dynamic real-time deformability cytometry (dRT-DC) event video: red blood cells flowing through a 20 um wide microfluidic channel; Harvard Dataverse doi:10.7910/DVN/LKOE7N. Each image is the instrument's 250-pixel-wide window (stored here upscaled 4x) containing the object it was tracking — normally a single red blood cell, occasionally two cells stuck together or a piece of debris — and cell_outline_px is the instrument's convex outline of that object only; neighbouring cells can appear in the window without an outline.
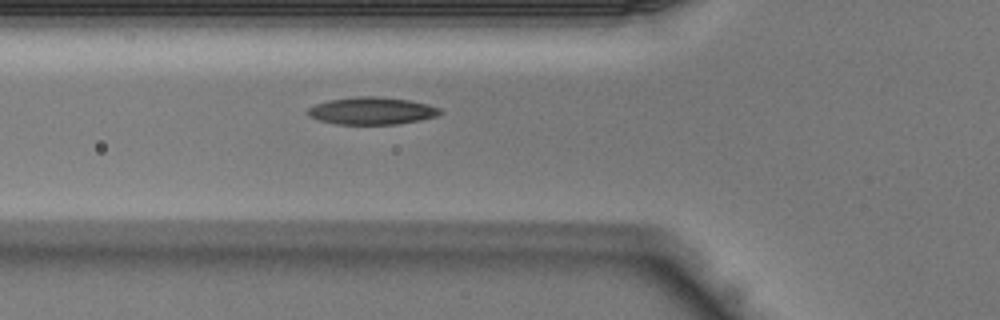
{"species": "Egyptian fruit bat (a non-hibernating species)", "species_latin": "Rousettus aegyptiacus", "temperature_condition": "warm", "stored_images_in_passage": 30, "camera_frame_rate_fps": 3000, "um_per_image_px": 0.085, "animal": {"sex": "male"}, "frame": {"image": 1, "passage_image": 4, "time_ms": 1.0, "image_size_px": [1000, 320], "cell_outline_px": [[444, 112], [436, 116], [420, 120], [400, 124], [336, 124], [320, 120], [308, 116], [304, 112], [308, 108], [316, 104], [328, 100], [356, 96], [376, 96], [408, 100], [428, 104], [440, 108]], "centroid_in_image_um": [31.59, 9.42], "position_along_channel_um": 94.2, "area_um2": 21.21}}
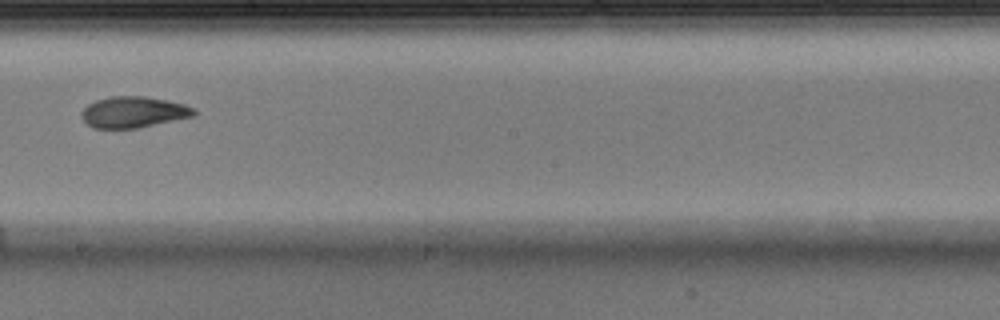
{"frame": {"image": 2, "passage_image": 13, "time_ms": 4.0, "image_size_px": [1000, 320], "cell_outline_px": [[196, 112], [192, 116], [136, 128], [92, 128], [80, 116], [80, 112], [88, 104], [96, 100], [112, 96], [144, 96], [184, 104], [196, 108]], "centroid_in_image_um": [11.3, 9.52], "position_along_channel_um": 236.9, "area_um2": 20.17}}
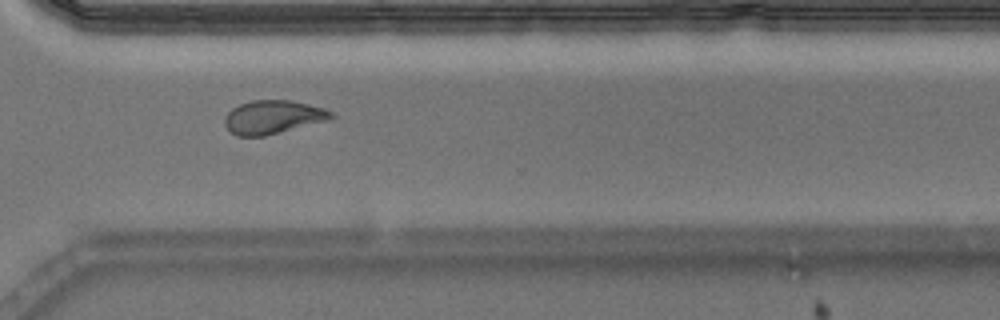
{"frame": {"image": 3, "passage_image": 20, "time_ms": 6.333, "image_size_px": [1000, 320], "cell_outline_px": [[336, 116], [332, 120], [264, 136], [236, 136], [224, 124], [224, 120], [228, 112], [232, 108], [240, 104], [252, 100], [288, 100], [308, 104], [324, 108], [332, 112]], "centroid_in_image_um": [23.24, 9.96], "position_along_channel_um": 347.4, "area_um2": 20.92}}